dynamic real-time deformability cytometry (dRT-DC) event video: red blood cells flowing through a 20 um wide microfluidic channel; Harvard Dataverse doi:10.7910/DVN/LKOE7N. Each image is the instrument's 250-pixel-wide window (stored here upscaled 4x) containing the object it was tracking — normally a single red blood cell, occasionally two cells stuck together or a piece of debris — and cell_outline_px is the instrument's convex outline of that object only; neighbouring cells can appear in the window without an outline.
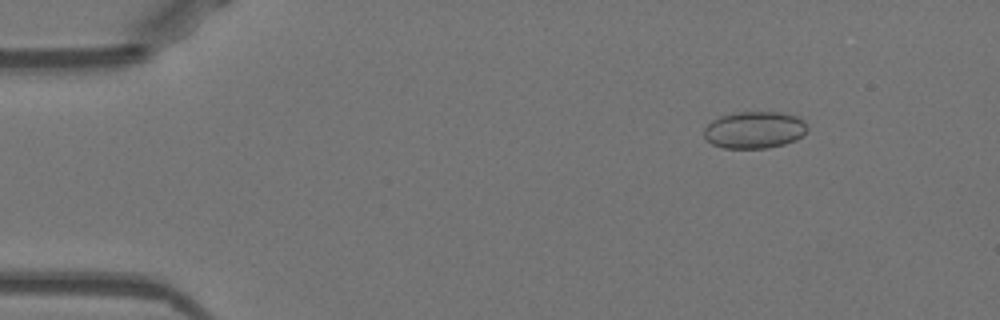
{"species": "Egyptian fruit bat (a non-hibernating species)", "species_latin": "Rousettus aegyptiacus", "temperature_condition": "warm", "stored_images_in_passage": 37, "camera_frame_rate_fps": 3000, "um_per_image_px": 0.085, "animal": {"sex": "female"}, "frame": {"image": 1, "passage_image": 7, "time_ms": 2.0, "image_size_px": [1000, 320], "cell_outline_px": [[808, 128], [796, 140], [784, 144], [768, 148], [724, 148], [712, 144], [704, 140], [704, 128], [712, 120], [720, 116], [736, 112], [780, 112], [796, 116], [804, 120]], "centroid_in_image_um": [64.1, 11.04], "position_along_channel_um": 20.9, "area_um2": 22.37}}
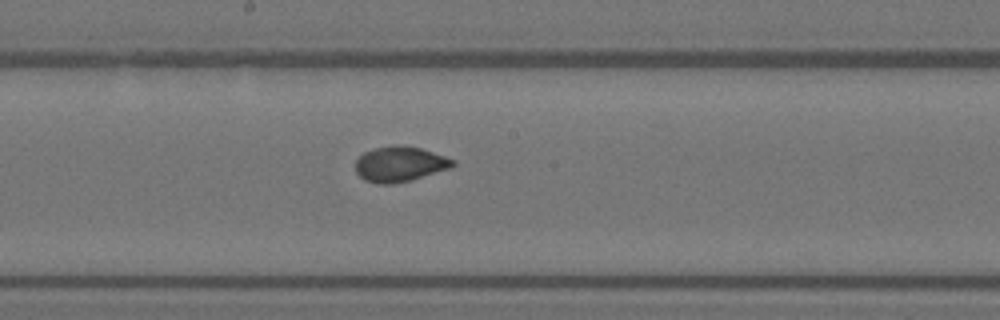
{"frame": {"image": 2, "passage_image": 28, "time_ms": 9.0, "image_size_px": [1000, 320], "cell_outline_px": [[456, 164], [448, 168], [412, 180], [392, 184], [376, 184], [364, 180], [356, 172], [356, 160], [364, 152], [372, 148], [396, 144], [420, 148], [456, 160]], "centroid_in_image_um": [33.95, 13.94], "position_along_channel_um": 214.2, "area_um2": 20.0}}
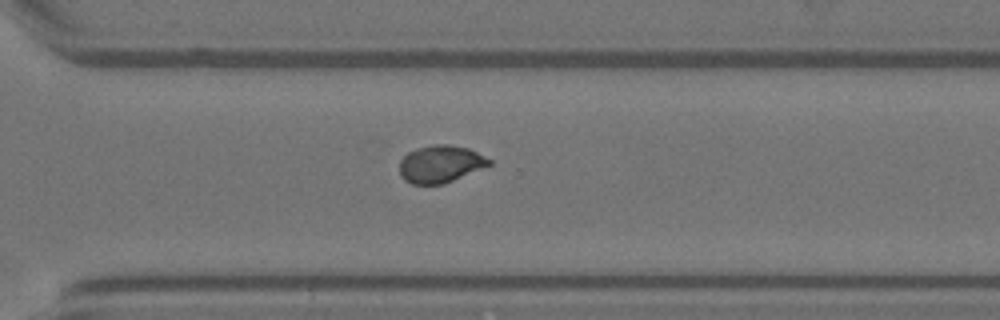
{"frame": {"image": 3, "passage_image": 37, "time_ms": 12.0, "image_size_px": [1000, 320], "cell_outline_px": [[492, 164], [444, 184], [412, 184], [404, 180], [400, 176], [400, 160], [408, 152], [432, 144], [448, 144], [468, 148], [492, 160]], "centroid_in_image_um": [37.43, 13.94], "position_along_channel_um": 333.2, "area_um2": 19.42}}